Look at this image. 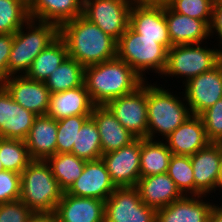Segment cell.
Masks as SVG:
<instances>
[{
	"label": "cell",
	"mask_w": 222,
	"mask_h": 222,
	"mask_svg": "<svg viewBox=\"0 0 222 222\" xmlns=\"http://www.w3.org/2000/svg\"><path fill=\"white\" fill-rule=\"evenodd\" d=\"M59 36L68 56L84 67L116 58L117 40L82 15L61 24Z\"/></svg>",
	"instance_id": "obj_1"
},
{
	"label": "cell",
	"mask_w": 222,
	"mask_h": 222,
	"mask_svg": "<svg viewBox=\"0 0 222 222\" xmlns=\"http://www.w3.org/2000/svg\"><path fill=\"white\" fill-rule=\"evenodd\" d=\"M175 89L147 81L148 139L164 140L192 115L181 88Z\"/></svg>",
	"instance_id": "obj_2"
},
{
	"label": "cell",
	"mask_w": 222,
	"mask_h": 222,
	"mask_svg": "<svg viewBox=\"0 0 222 222\" xmlns=\"http://www.w3.org/2000/svg\"><path fill=\"white\" fill-rule=\"evenodd\" d=\"M145 82L126 62L117 57L85 67L84 84L95 106L129 94Z\"/></svg>",
	"instance_id": "obj_3"
},
{
	"label": "cell",
	"mask_w": 222,
	"mask_h": 222,
	"mask_svg": "<svg viewBox=\"0 0 222 222\" xmlns=\"http://www.w3.org/2000/svg\"><path fill=\"white\" fill-rule=\"evenodd\" d=\"M221 61L222 52L211 41L173 45L168 50L167 65L160 76L163 80L158 79L157 82L160 81L159 83L163 86L172 87L173 85L174 88H180L190 79L212 70ZM176 80L178 85L175 84Z\"/></svg>",
	"instance_id": "obj_4"
},
{
	"label": "cell",
	"mask_w": 222,
	"mask_h": 222,
	"mask_svg": "<svg viewBox=\"0 0 222 222\" xmlns=\"http://www.w3.org/2000/svg\"><path fill=\"white\" fill-rule=\"evenodd\" d=\"M167 56L168 50L160 44V39L144 38L130 27L117 40L116 57L126 62L145 81L160 78L167 65Z\"/></svg>",
	"instance_id": "obj_5"
},
{
	"label": "cell",
	"mask_w": 222,
	"mask_h": 222,
	"mask_svg": "<svg viewBox=\"0 0 222 222\" xmlns=\"http://www.w3.org/2000/svg\"><path fill=\"white\" fill-rule=\"evenodd\" d=\"M59 36V26L29 19L14 33L8 77L25 75L36 56Z\"/></svg>",
	"instance_id": "obj_6"
},
{
	"label": "cell",
	"mask_w": 222,
	"mask_h": 222,
	"mask_svg": "<svg viewBox=\"0 0 222 222\" xmlns=\"http://www.w3.org/2000/svg\"><path fill=\"white\" fill-rule=\"evenodd\" d=\"M20 175V200L33 212H54L63 191L50 165L43 160H33Z\"/></svg>",
	"instance_id": "obj_7"
},
{
	"label": "cell",
	"mask_w": 222,
	"mask_h": 222,
	"mask_svg": "<svg viewBox=\"0 0 222 222\" xmlns=\"http://www.w3.org/2000/svg\"><path fill=\"white\" fill-rule=\"evenodd\" d=\"M133 0H83L82 16L118 40L129 27Z\"/></svg>",
	"instance_id": "obj_8"
},
{
	"label": "cell",
	"mask_w": 222,
	"mask_h": 222,
	"mask_svg": "<svg viewBox=\"0 0 222 222\" xmlns=\"http://www.w3.org/2000/svg\"><path fill=\"white\" fill-rule=\"evenodd\" d=\"M157 210L147 206L137 188L116 187L105 201L104 222H156Z\"/></svg>",
	"instance_id": "obj_9"
},
{
	"label": "cell",
	"mask_w": 222,
	"mask_h": 222,
	"mask_svg": "<svg viewBox=\"0 0 222 222\" xmlns=\"http://www.w3.org/2000/svg\"><path fill=\"white\" fill-rule=\"evenodd\" d=\"M105 106L136 138H147V81L135 91L115 98Z\"/></svg>",
	"instance_id": "obj_10"
},
{
	"label": "cell",
	"mask_w": 222,
	"mask_h": 222,
	"mask_svg": "<svg viewBox=\"0 0 222 222\" xmlns=\"http://www.w3.org/2000/svg\"><path fill=\"white\" fill-rule=\"evenodd\" d=\"M191 114L200 115L222 99V61L180 87Z\"/></svg>",
	"instance_id": "obj_11"
},
{
	"label": "cell",
	"mask_w": 222,
	"mask_h": 222,
	"mask_svg": "<svg viewBox=\"0 0 222 222\" xmlns=\"http://www.w3.org/2000/svg\"><path fill=\"white\" fill-rule=\"evenodd\" d=\"M141 139L118 150L102 154L110 179L116 187H134L141 177L140 172Z\"/></svg>",
	"instance_id": "obj_12"
},
{
	"label": "cell",
	"mask_w": 222,
	"mask_h": 222,
	"mask_svg": "<svg viewBox=\"0 0 222 222\" xmlns=\"http://www.w3.org/2000/svg\"><path fill=\"white\" fill-rule=\"evenodd\" d=\"M222 158V143L210 142L190 156L195 179V196H211L215 200Z\"/></svg>",
	"instance_id": "obj_13"
},
{
	"label": "cell",
	"mask_w": 222,
	"mask_h": 222,
	"mask_svg": "<svg viewBox=\"0 0 222 222\" xmlns=\"http://www.w3.org/2000/svg\"><path fill=\"white\" fill-rule=\"evenodd\" d=\"M129 27L149 39H160V44L167 50L172 47L165 19V5L133 3Z\"/></svg>",
	"instance_id": "obj_14"
},
{
	"label": "cell",
	"mask_w": 222,
	"mask_h": 222,
	"mask_svg": "<svg viewBox=\"0 0 222 222\" xmlns=\"http://www.w3.org/2000/svg\"><path fill=\"white\" fill-rule=\"evenodd\" d=\"M13 100L37 116L47 115L51 93L45 82L31 80L25 75H13L1 83Z\"/></svg>",
	"instance_id": "obj_15"
},
{
	"label": "cell",
	"mask_w": 222,
	"mask_h": 222,
	"mask_svg": "<svg viewBox=\"0 0 222 222\" xmlns=\"http://www.w3.org/2000/svg\"><path fill=\"white\" fill-rule=\"evenodd\" d=\"M116 186L102 159L86 161L82 174L66 191L67 194L106 201Z\"/></svg>",
	"instance_id": "obj_16"
},
{
	"label": "cell",
	"mask_w": 222,
	"mask_h": 222,
	"mask_svg": "<svg viewBox=\"0 0 222 222\" xmlns=\"http://www.w3.org/2000/svg\"><path fill=\"white\" fill-rule=\"evenodd\" d=\"M36 117L16 103L0 84V138L25 140Z\"/></svg>",
	"instance_id": "obj_17"
},
{
	"label": "cell",
	"mask_w": 222,
	"mask_h": 222,
	"mask_svg": "<svg viewBox=\"0 0 222 222\" xmlns=\"http://www.w3.org/2000/svg\"><path fill=\"white\" fill-rule=\"evenodd\" d=\"M216 203L211 196L184 195L170 205L157 209L156 222H208Z\"/></svg>",
	"instance_id": "obj_18"
},
{
	"label": "cell",
	"mask_w": 222,
	"mask_h": 222,
	"mask_svg": "<svg viewBox=\"0 0 222 222\" xmlns=\"http://www.w3.org/2000/svg\"><path fill=\"white\" fill-rule=\"evenodd\" d=\"M173 155H194L206 147L210 141L207 138L204 123L200 115H191L169 136L164 139Z\"/></svg>",
	"instance_id": "obj_19"
},
{
	"label": "cell",
	"mask_w": 222,
	"mask_h": 222,
	"mask_svg": "<svg viewBox=\"0 0 222 222\" xmlns=\"http://www.w3.org/2000/svg\"><path fill=\"white\" fill-rule=\"evenodd\" d=\"M105 201L63 192L54 211L57 222H104Z\"/></svg>",
	"instance_id": "obj_20"
},
{
	"label": "cell",
	"mask_w": 222,
	"mask_h": 222,
	"mask_svg": "<svg viewBox=\"0 0 222 222\" xmlns=\"http://www.w3.org/2000/svg\"><path fill=\"white\" fill-rule=\"evenodd\" d=\"M165 19L172 46L210 41V26L206 21L176 13L168 5H165Z\"/></svg>",
	"instance_id": "obj_21"
},
{
	"label": "cell",
	"mask_w": 222,
	"mask_h": 222,
	"mask_svg": "<svg viewBox=\"0 0 222 222\" xmlns=\"http://www.w3.org/2000/svg\"><path fill=\"white\" fill-rule=\"evenodd\" d=\"M135 187L141 200L156 210L184 196L167 173L140 177Z\"/></svg>",
	"instance_id": "obj_22"
},
{
	"label": "cell",
	"mask_w": 222,
	"mask_h": 222,
	"mask_svg": "<svg viewBox=\"0 0 222 222\" xmlns=\"http://www.w3.org/2000/svg\"><path fill=\"white\" fill-rule=\"evenodd\" d=\"M91 117L100 134L102 154L118 150L136 139L106 106H94Z\"/></svg>",
	"instance_id": "obj_23"
},
{
	"label": "cell",
	"mask_w": 222,
	"mask_h": 222,
	"mask_svg": "<svg viewBox=\"0 0 222 222\" xmlns=\"http://www.w3.org/2000/svg\"><path fill=\"white\" fill-rule=\"evenodd\" d=\"M32 160L46 161L56 154L57 120L39 115L24 140Z\"/></svg>",
	"instance_id": "obj_24"
},
{
	"label": "cell",
	"mask_w": 222,
	"mask_h": 222,
	"mask_svg": "<svg viewBox=\"0 0 222 222\" xmlns=\"http://www.w3.org/2000/svg\"><path fill=\"white\" fill-rule=\"evenodd\" d=\"M30 19L58 26L82 15L83 0H27Z\"/></svg>",
	"instance_id": "obj_25"
},
{
	"label": "cell",
	"mask_w": 222,
	"mask_h": 222,
	"mask_svg": "<svg viewBox=\"0 0 222 222\" xmlns=\"http://www.w3.org/2000/svg\"><path fill=\"white\" fill-rule=\"evenodd\" d=\"M94 106L84 84L74 89L52 93L47 115L56 120L70 116L91 115Z\"/></svg>",
	"instance_id": "obj_26"
},
{
	"label": "cell",
	"mask_w": 222,
	"mask_h": 222,
	"mask_svg": "<svg viewBox=\"0 0 222 222\" xmlns=\"http://www.w3.org/2000/svg\"><path fill=\"white\" fill-rule=\"evenodd\" d=\"M67 57V47L58 36L36 56L25 76L31 80L45 82Z\"/></svg>",
	"instance_id": "obj_27"
},
{
	"label": "cell",
	"mask_w": 222,
	"mask_h": 222,
	"mask_svg": "<svg viewBox=\"0 0 222 222\" xmlns=\"http://www.w3.org/2000/svg\"><path fill=\"white\" fill-rule=\"evenodd\" d=\"M172 155L164 140L141 139V177L167 173Z\"/></svg>",
	"instance_id": "obj_28"
},
{
	"label": "cell",
	"mask_w": 222,
	"mask_h": 222,
	"mask_svg": "<svg viewBox=\"0 0 222 222\" xmlns=\"http://www.w3.org/2000/svg\"><path fill=\"white\" fill-rule=\"evenodd\" d=\"M85 67L71 57H67L45 81L50 93L63 92L84 85Z\"/></svg>",
	"instance_id": "obj_29"
},
{
	"label": "cell",
	"mask_w": 222,
	"mask_h": 222,
	"mask_svg": "<svg viewBox=\"0 0 222 222\" xmlns=\"http://www.w3.org/2000/svg\"><path fill=\"white\" fill-rule=\"evenodd\" d=\"M46 162L50 165L59 188L66 192L82 174L86 160L71 153H56Z\"/></svg>",
	"instance_id": "obj_30"
},
{
	"label": "cell",
	"mask_w": 222,
	"mask_h": 222,
	"mask_svg": "<svg viewBox=\"0 0 222 222\" xmlns=\"http://www.w3.org/2000/svg\"><path fill=\"white\" fill-rule=\"evenodd\" d=\"M86 161L97 160L102 157L101 139L97 124L90 116L77 132L76 143L72 153Z\"/></svg>",
	"instance_id": "obj_31"
},
{
	"label": "cell",
	"mask_w": 222,
	"mask_h": 222,
	"mask_svg": "<svg viewBox=\"0 0 222 222\" xmlns=\"http://www.w3.org/2000/svg\"><path fill=\"white\" fill-rule=\"evenodd\" d=\"M0 159L5 170L21 174L33 161L24 140L0 138Z\"/></svg>",
	"instance_id": "obj_32"
},
{
	"label": "cell",
	"mask_w": 222,
	"mask_h": 222,
	"mask_svg": "<svg viewBox=\"0 0 222 222\" xmlns=\"http://www.w3.org/2000/svg\"><path fill=\"white\" fill-rule=\"evenodd\" d=\"M29 19L27 0H0V34H14Z\"/></svg>",
	"instance_id": "obj_33"
},
{
	"label": "cell",
	"mask_w": 222,
	"mask_h": 222,
	"mask_svg": "<svg viewBox=\"0 0 222 222\" xmlns=\"http://www.w3.org/2000/svg\"><path fill=\"white\" fill-rule=\"evenodd\" d=\"M167 174L183 195L195 196V179L190 156L172 155Z\"/></svg>",
	"instance_id": "obj_34"
},
{
	"label": "cell",
	"mask_w": 222,
	"mask_h": 222,
	"mask_svg": "<svg viewBox=\"0 0 222 222\" xmlns=\"http://www.w3.org/2000/svg\"><path fill=\"white\" fill-rule=\"evenodd\" d=\"M90 116L77 115L57 120L56 153H72L77 132Z\"/></svg>",
	"instance_id": "obj_35"
},
{
	"label": "cell",
	"mask_w": 222,
	"mask_h": 222,
	"mask_svg": "<svg viewBox=\"0 0 222 222\" xmlns=\"http://www.w3.org/2000/svg\"><path fill=\"white\" fill-rule=\"evenodd\" d=\"M215 0H171L167 5L176 13L206 21L212 19V6Z\"/></svg>",
	"instance_id": "obj_36"
},
{
	"label": "cell",
	"mask_w": 222,
	"mask_h": 222,
	"mask_svg": "<svg viewBox=\"0 0 222 222\" xmlns=\"http://www.w3.org/2000/svg\"><path fill=\"white\" fill-rule=\"evenodd\" d=\"M210 142L222 143V99L200 114Z\"/></svg>",
	"instance_id": "obj_37"
},
{
	"label": "cell",
	"mask_w": 222,
	"mask_h": 222,
	"mask_svg": "<svg viewBox=\"0 0 222 222\" xmlns=\"http://www.w3.org/2000/svg\"><path fill=\"white\" fill-rule=\"evenodd\" d=\"M21 175L4 170L0 172V204L20 199Z\"/></svg>",
	"instance_id": "obj_38"
},
{
	"label": "cell",
	"mask_w": 222,
	"mask_h": 222,
	"mask_svg": "<svg viewBox=\"0 0 222 222\" xmlns=\"http://www.w3.org/2000/svg\"><path fill=\"white\" fill-rule=\"evenodd\" d=\"M33 213L20 199L0 204V222H28Z\"/></svg>",
	"instance_id": "obj_39"
},
{
	"label": "cell",
	"mask_w": 222,
	"mask_h": 222,
	"mask_svg": "<svg viewBox=\"0 0 222 222\" xmlns=\"http://www.w3.org/2000/svg\"><path fill=\"white\" fill-rule=\"evenodd\" d=\"M14 34H0V84L8 78V60Z\"/></svg>",
	"instance_id": "obj_40"
},
{
	"label": "cell",
	"mask_w": 222,
	"mask_h": 222,
	"mask_svg": "<svg viewBox=\"0 0 222 222\" xmlns=\"http://www.w3.org/2000/svg\"><path fill=\"white\" fill-rule=\"evenodd\" d=\"M209 26L210 41L222 52V5L217 4L215 1L212 6V19Z\"/></svg>",
	"instance_id": "obj_41"
},
{
	"label": "cell",
	"mask_w": 222,
	"mask_h": 222,
	"mask_svg": "<svg viewBox=\"0 0 222 222\" xmlns=\"http://www.w3.org/2000/svg\"><path fill=\"white\" fill-rule=\"evenodd\" d=\"M28 222H57L54 212H34Z\"/></svg>",
	"instance_id": "obj_42"
},
{
	"label": "cell",
	"mask_w": 222,
	"mask_h": 222,
	"mask_svg": "<svg viewBox=\"0 0 222 222\" xmlns=\"http://www.w3.org/2000/svg\"><path fill=\"white\" fill-rule=\"evenodd\" d=\"M208 222H222V202H217L212 207Z\"/></svg>",
	"instance_id": "obj_43"
},
{
	"label": "cell",
	"mask_w": 222,
	"mask_h": 222,
	"mask_svg": "<svg viewBox=\"0 0 222 222\" xmlns=\"http://www.w3.org/2000/svg\"><path fill=\"white\" fill-rule=\"evenodd\" d=\"M219 195V196H218ZM215 199L216 202H222V158H221V163H220V173H219V178L217 181V184L215 186ZM220 197V198H219ZM219 201H218V200Z\"/></svg>",
	"instance_id": "obj_44"
},
{
	"label": "cell",
	"mask_w": 222,
	"mask_h": 222,
	"mask_svg": "<svg viewBox=\"0 0 222 222\" xmlns=\"http://www.w3.org/2000/svg\"><path fill=\"white\" fill-rule=\"evenodd\" d=\"M140 4L167 5L171 0H133Z\"/></svg>",
	"instance_id": "obj_45"
},
{
	"label": "cell",
	"mask_w": 222,
	"mask_h": 222,
	"mask_svg": "<svg viewBox=\"0 0 222 222\" xmlns=\"http://www.w3.org/2000/svg\"><path fill=\"white\" fill-rule=\"evenodd\" d=\"M5 169H4V167H3V165H2V163H1V159H0V172H2V171H4Z\"/></svg>",
	"instance_id": "obj_46"
},
{
	"label": "cell",
	"mask_w": 222,
	"mask_h": 222,
	"mask_svg": "<svg viewBox=\"0 0 222 222\" xmlns=\"http://www.w3.org/2000/svg\"><path fill=\"white\" fill-rule=\"evenodd\" d=\"M215 2L219 5H222V0H215Z\"/></svg>",
	"instance_id": "obj_47"
}]
</instances>
